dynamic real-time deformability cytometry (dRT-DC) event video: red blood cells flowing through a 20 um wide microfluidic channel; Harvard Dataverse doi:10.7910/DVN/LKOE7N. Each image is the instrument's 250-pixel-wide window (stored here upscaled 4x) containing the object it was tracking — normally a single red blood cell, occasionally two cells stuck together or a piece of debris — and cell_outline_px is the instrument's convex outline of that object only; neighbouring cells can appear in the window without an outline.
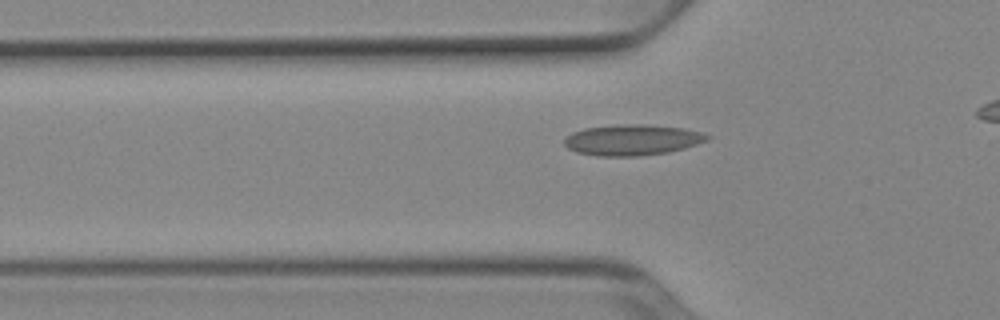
{"species": "Egyptian fruit bat (a non-hibernating species)", "species_latin": "Rousettus aegyptiacus", "temperature_condition": "cold", "stored_images_in_passage": 35, "camera_frame_rate_fps": 3000, "um_per_image_px": 0.085, "animal": {"sex": "female"}, "frame": {"image": 1, "passage_image": 7, "time_ms": 2.0, "image_size_px": [1000, 320], "cell_outline_px": [[712, 136], [708, 140], [684, 148], [668, 152], [640, 156], [596, 156], [576, 152], [568, 148], [564, 144], [564, 140], [572, 132], [584, 128], [624, 124], [644, 124], [684, 128], [700, 132]], "centroid_in_image_um": [53.74, 11.89], "position_along_channel_um": 72.1, "area_um2": 25.66}}
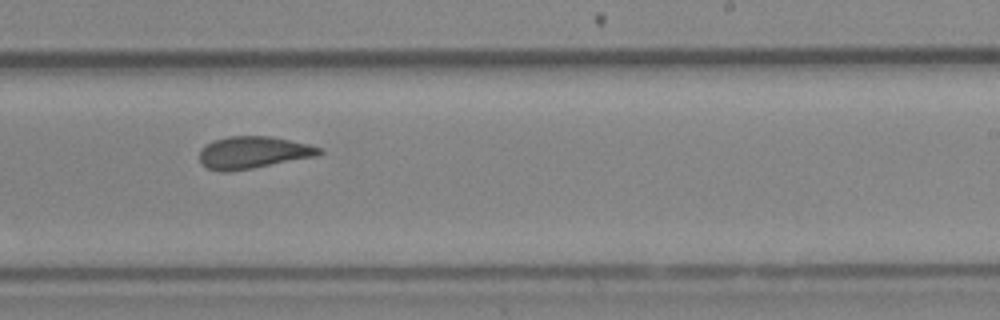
{"frame": {"image": 2, "passage_image": 22, "time_ms": 7.0, "image_size_px": [1000, 320], "cell_outline_px": [[324, 152], [316, 156], [252, 168], [228, 172], [220, 172], [208, 168], [200, 164], [200, 148], [204, 144], [212, 140], [228, 136], [268, 136], [308, 144], [320, 148]], "centroid_in_image_um": [21.45, 12.96], "position_along_channel_um": 267.6, "area_um2": 22.43}}
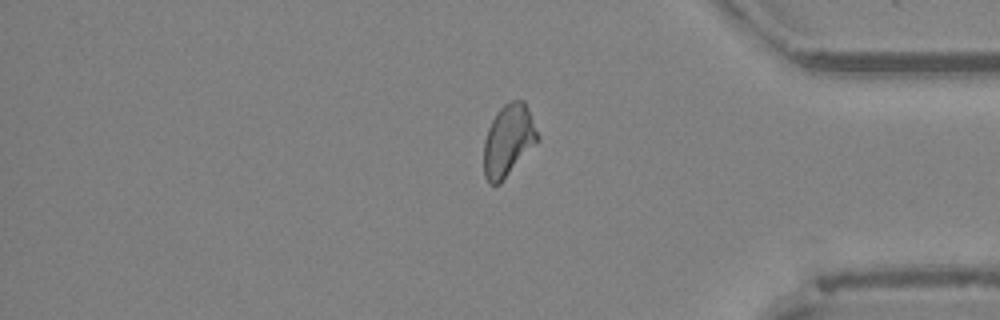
{"frame": {"image": 3, "passage_image": 33, "time_ms": 10.667, "image_size_px": [1000, 320], "cell_outline_px": [[540, 140], [500, 184], [488, 184], [484, 176], [484, 140], [488, 128], [496, 112], [504, 104], [512, 100], [524, 100], [540, 136]], "centroid_in_image_um": [43.22, 11.95], "position_along_channel_um": 392.0, "area_um2": 22.72}}